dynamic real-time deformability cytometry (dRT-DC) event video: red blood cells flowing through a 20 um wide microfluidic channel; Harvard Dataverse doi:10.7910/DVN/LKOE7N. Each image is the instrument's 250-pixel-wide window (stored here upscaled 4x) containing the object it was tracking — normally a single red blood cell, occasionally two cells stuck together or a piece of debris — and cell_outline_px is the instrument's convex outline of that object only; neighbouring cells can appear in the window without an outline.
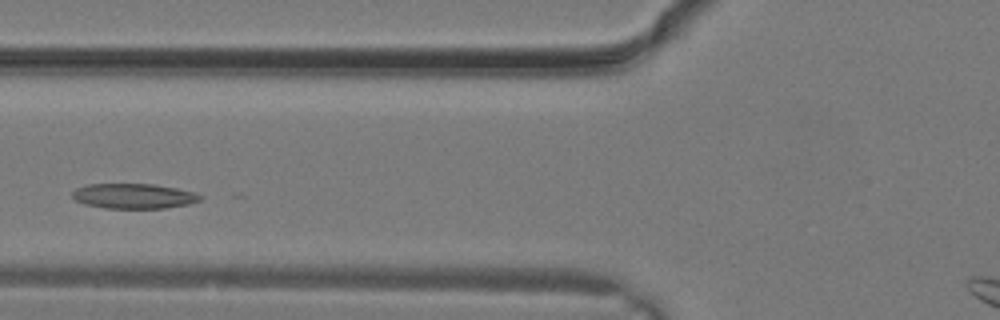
{"species": "common noctule bat (a hibernating species)", "species_latin": "Nyctalus noctula", "temperature_condition": "warm", "stored_images_in_passage": 15, "camera_frame_rate_fps": 3000, "um_per_image_px": 0.085, "animal": {"sex": "male", "body_mass_g": 19.2, "forearm_length_mm": 51.8}, "frame": {"image": 1, "passage_image": 6, "time_ms": 1.667, "image_size_px": [1000, 320], "cell_outline_px": [[204, 196], [200, 200], [188, 204], [164, 208], [104, 208], [84, 204], [76, 200], [72, 196], [72, 192], [76, 188], [88, 184], [156, 184], [176, 188], [192, 192]], "centroid_in_image_um": [11.35, 16.66], "position_along_channel_um": 114.4, "area_um2": 18.61}}
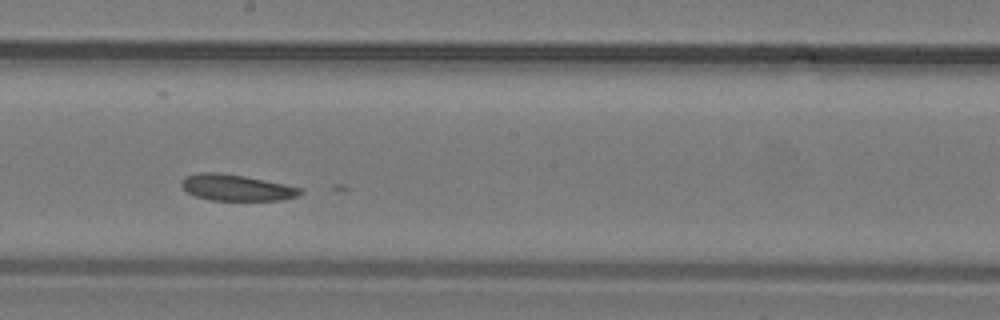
{"frame": {"image": 2, "passage_image": 11, "time_ms": 3.333, "image_size_px": [1000, 320], "cell_outline_px": [[300, 192], [296, 196], [284, 200], [212, 200], [196, 196], [188, 192], [180, 184], [180, 180], [184, 176], [196, 172], [220, 172], [244, 176], [284, 184], [300, 188]], "centroid_in_image_um": [20.01, 15.93], "position_along_channel_um": 228.2, "area_um2": 18.03}}
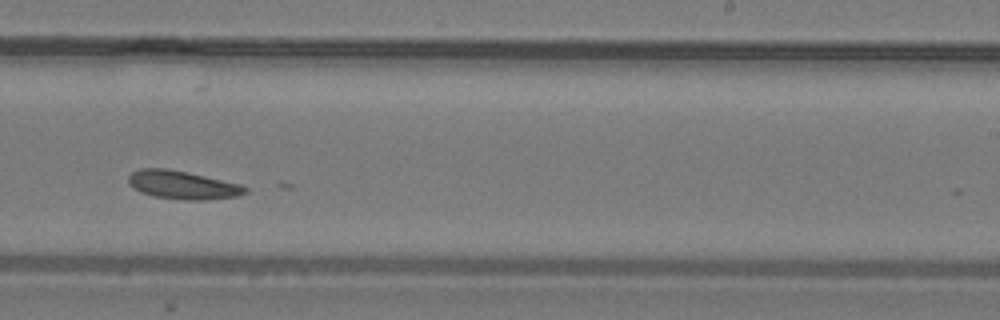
{"frame": {"image": 3, "passage_image": 13, "time_ms": 4.0, "image_size_px": [1000, 320], "cell_outline_px": [[248, 192], [236, 196], [204, 200], [184, 200], [156, 196], [140, 192], [132, 188], [128, 184], [128, 176], [132, 172], [140, 168], [164, 168], [188, 172], [240, 184], [248, 188]], "centroid_in_image_um": [15.49, 15.72], "position_along_channel_um": 273.5, "area_um2": 19.25}}